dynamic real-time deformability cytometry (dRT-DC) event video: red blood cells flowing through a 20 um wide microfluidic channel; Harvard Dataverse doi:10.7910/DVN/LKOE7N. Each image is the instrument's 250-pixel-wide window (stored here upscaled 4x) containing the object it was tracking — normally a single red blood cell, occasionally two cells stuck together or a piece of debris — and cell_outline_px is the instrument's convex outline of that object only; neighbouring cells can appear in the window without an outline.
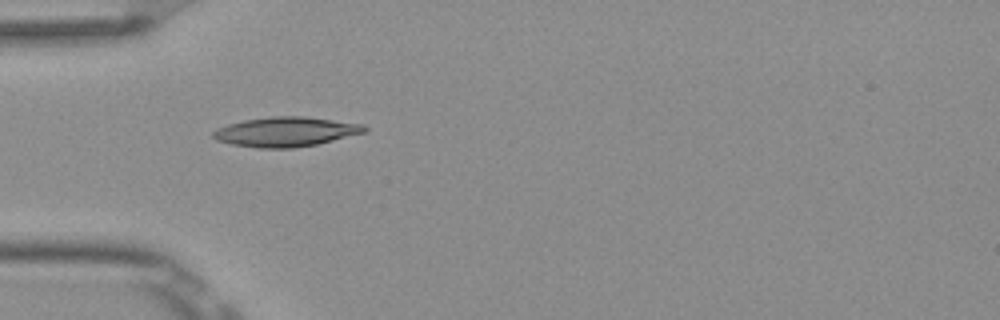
{"species": "Egyptian fruit bat (a non-hibernating species)", "species_latin": "Rousettus aegyptiacus", "temperature_condition": "room temperature", "stored_images_in_passage": 6, "camera_frame_rate_fps": 3000, "um_per_image_px": 0.085, "frame": {"image": 1, "passage_image": 5, "time_ms": 1.333, "image_size_px": [1000, 320], "cell_outline_px": [[368, 128], [364, 132], [316, 144], [292, 148], [256, 148], [232, 144], [216, 140], [212, 136], [212, 132], [216, 128], [228, 124], [244, 120], [272, 116], [304, 116], [364, 124]], "centroid_in_image_um": [24.25, 11.19], "position_along_channel_um": 60.8, "area_um2": 26.01}}
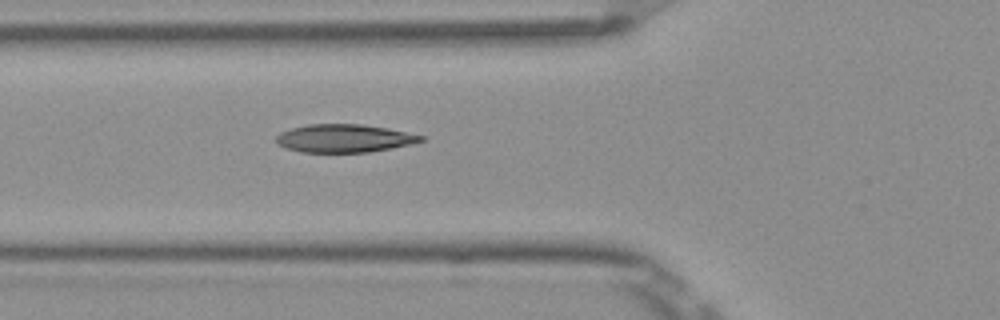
{"frame": {"image": 2, "passage_image": 6, "time_ms": 1.667, "image_size_px": [1000, 320], "cell_outline_px": [[428, 136], [424, 140], [412, 144], [368, 152], [304, 152], [284, 148], [276, 144], [276, 136], [280, 132], [292, 128], [308, 124], [360, 124], [388, 128]], "centroid_in_image_um": [29.27, 11.75], "position_along_channel_um": 96.5, "area_um2": 23.81}}